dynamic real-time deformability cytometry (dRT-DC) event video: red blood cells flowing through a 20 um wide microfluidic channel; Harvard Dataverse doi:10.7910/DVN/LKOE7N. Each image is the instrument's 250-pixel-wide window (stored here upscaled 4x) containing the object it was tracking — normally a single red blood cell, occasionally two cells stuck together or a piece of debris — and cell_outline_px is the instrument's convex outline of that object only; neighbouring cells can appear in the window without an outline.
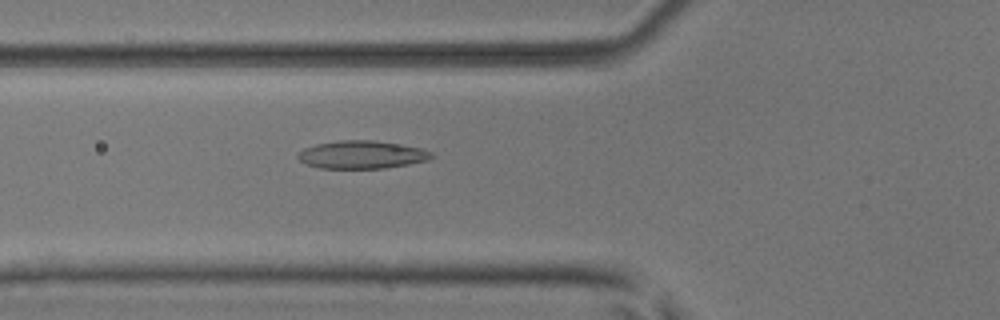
{"species": "common noctule bat (a hibernating species)", "species_latin": "Nyctalus noctula", "temperature_condition": "room temperature", "stored_images_in_passage": 52, "camera_frame_rate_fps": 3000, "um_per_image_px": 0.085, "animal": {"sex": "male", "body_mass_g": 17.9, "forearm_length_mm": 54.2}, "frame": {"image": 1, "passage_image": 20, "time_ms": 6.333, "image_size_px": [1000, 320], "cell_outline_px": [[436, 156], [428, 160], [408, 164], [384, 168], [320, 168], [308, 164], [300, 160], [296, 156], [296, 152], [304, 148], [316, 144], [340, 140], [372, 140], [424, 148], [432, 152]], "centroid_in_image_um": [30.77, 13.14], "position_along_channel_um": 95.0, "area_um2": 21.79}}
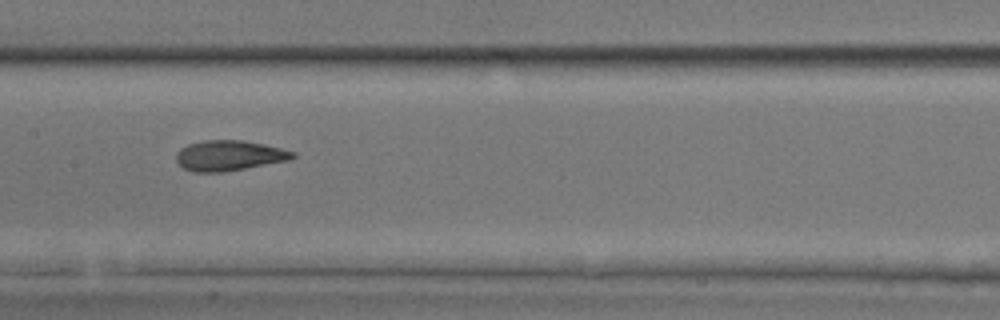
{"frame": {"image": 2, "passage_image": 27, "time_ms": 8.667, "image_size_px": [1000, 320], "cell_outline_px": [[296, 156], [288, 160], [224, 172], [192, 172], [184, 168], [176, 160], [176, 152], [180, 148], [188, 144], [204, 140], [244, 140], [264, 144], [296, 152]], "centroid_in_image_um": [19.46, 13.22], "position_along_channel_um": 187.9, "area_um2": 20.58}}
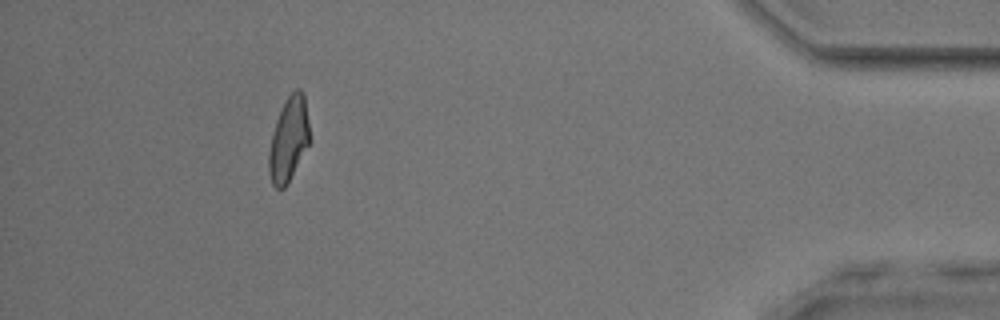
{"frame": {"image": 3, "passage_image": 48, "time_ms": 15.667, "image_size_px": [1000, 320], "cell_outline_px": [[312, 140], [284, 188], [276, 188], [272, 184], [268, 172], [268, 152], [276, 120], [288, 96], [296, 88], [300, 88], [304, 92]], "centroid_in_image_um": [24.57, 11.83], "position_along_channel_um": 410.6, "area_um2": 20.17}, "authors_computed_cell_mechanics": {"area_um2": 20.6635, "velocity_mm_per_s": 3.9817, "shape_relaxation_time_tau1_ms": 6.8622, "shape_relaxation_time_tau2_ms": 1.8124, "deformation_change_tau1": 0.1883, "deformation_change_tau2": 0.0877}}